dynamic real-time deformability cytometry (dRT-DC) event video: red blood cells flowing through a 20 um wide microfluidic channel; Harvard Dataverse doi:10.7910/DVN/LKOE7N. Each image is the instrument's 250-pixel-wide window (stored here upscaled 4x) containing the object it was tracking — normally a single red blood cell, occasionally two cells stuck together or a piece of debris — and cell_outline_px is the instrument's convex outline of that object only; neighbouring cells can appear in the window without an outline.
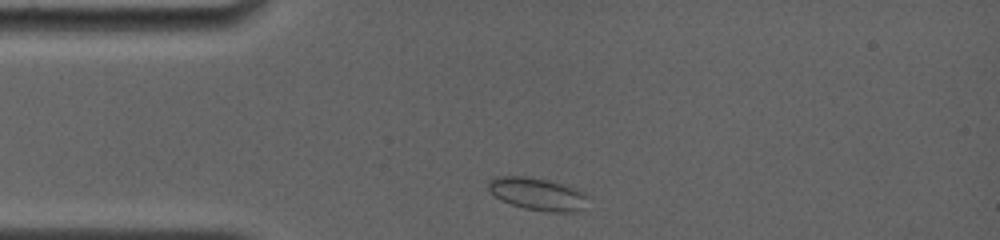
{"species": "common noctule bat (a hibernating species)", "species_latin": "Nyctalus noctula", "temperature_condition": "room temperature", "stored_images_in_passage": 39, "camera_frame_rate_fps": 4000, "um_per_image_px": 0.085, "animal": {"sex": "female", "body_mass_g": 19.0, "forearm_length_mm": 56.7}, "frame": {"image": 1, "passage_image": 2, "time_ms": 0.5, "image_size_px": [1000, 240], "cell_outline_px": [[588, 196], [576, 212], [544, 212], [524, 208], [500, 200], [488, 188], [488, 184], [492, 180], [500, 176], [524, 176], [544, 180], [560, 184], [584, 192]], "centroid_in_image_um": [45.65, 16.5], "position_along_channel_um": 39.3, "area_um2": 18.21}}
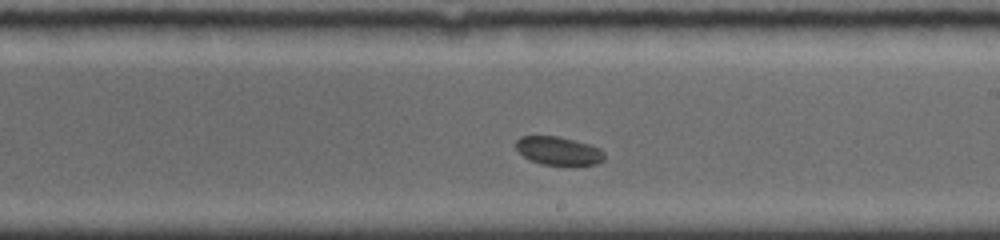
{"frame": {"image": 2, "passage_image": 20, "time_ms": 6.5, "image_size_px": [1000, 240], "cell_outline_px": [[604, 160], [596, 164], [540, 164], [524, 156], [516, 148], [516, 140], [520, 136], [560, 136], [588, 144], [600, 148], [604, 152]], "centroid_in_image_um": [47.47, 12.8], "position_along_channel_um": 241.5, "area_um2": 14.39}}
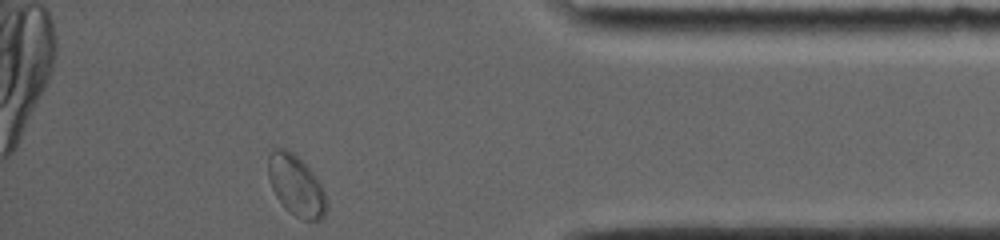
{"frame": {"image": 3, "passage_image": 39, "time_ms": 11.5, "image_size_px": [1000, 240], "cell_outline_px": [[328, 208], [324, 216], [320, 220], [304, 220], [288, 212], [284, 208], [276, 196], [272, 188], [268, 176], [268, 156], [272, 148], [284, 148], [292, 152], [312, 172], [320, 184], [324, 192], [328, 204]], "centroid_in_image_um": [25.16, 15.79], "position_along_channel_um": 410.0, "area_um2": 20.63}}